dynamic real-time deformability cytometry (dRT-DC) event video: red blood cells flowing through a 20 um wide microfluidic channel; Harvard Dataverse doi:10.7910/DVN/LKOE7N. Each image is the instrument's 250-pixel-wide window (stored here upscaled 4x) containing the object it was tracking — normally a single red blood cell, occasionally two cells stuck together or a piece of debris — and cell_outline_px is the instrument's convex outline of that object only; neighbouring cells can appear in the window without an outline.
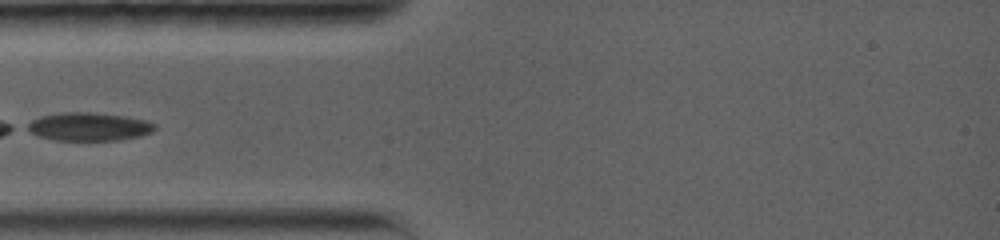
{"species": "common noctule bat (a hibernating species)", "species_latin": "Nyctalus noctula", "temperature_condition": "warm", "stored_images_in_passage": 1, "camera_frame_rate_fps": 5000, "um_per_image_px": 0.085, "animal": {"sex": "female", "body_mass_g": 19.0, "forearm_length_mm": 56.7}, "frame": {"image": 1, "passage_image": 1, "time_ms": 0.0, "image_size_px": [1000, 240], "cell_outline_px": [[156, 128], [152, 132], [140, 136], [120, 140], [56, 140], [40, 136], [24, 128], [24, 124], [40, 116], [60, 112], [92, 112], [124, 116], [144, 120], [156, 124]], "centroid_in_image_um": [7.53, 10.76], "position_along_channel_um": 77.5, "area_um2": 21.04}}